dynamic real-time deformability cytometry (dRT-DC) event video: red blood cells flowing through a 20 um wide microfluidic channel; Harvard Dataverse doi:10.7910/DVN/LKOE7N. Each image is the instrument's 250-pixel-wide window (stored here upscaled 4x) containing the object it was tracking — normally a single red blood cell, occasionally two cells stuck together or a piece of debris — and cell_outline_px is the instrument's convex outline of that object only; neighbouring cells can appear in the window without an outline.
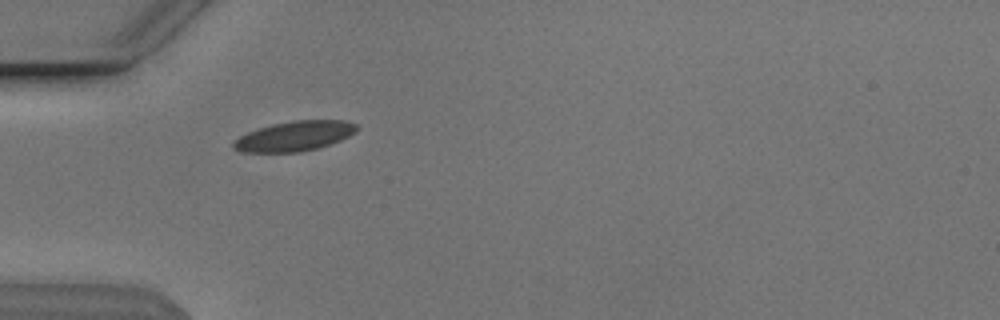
{"species": "Egyptian fruit bat (a non-hibernating species)", "species_latin": "Rousettus aegyptiacus", "temperature_condition": "cold", "stored_images_in_passage": 39, "camera_frame_rate_fps": 3000, "um_per_image_px": 0.085, "animal": {"sex": "male"}, "frame": {"image": 1, "passage_image": 2, "time_ms": 0.333, "image_size_px": [1000, 320], "cell_outline_px": [[360, 128], [356, 132], [340, 140], [316, 148], [300, 152], [240, 152], [232, 148], [232, 144], [240, 136], [248, 132], [272, 124], [292, 120], [344, 120], [356, 124]], "centroid_in_image_um": [25.04, 11.56], "position_along_channel_um": 60.0, "area_um2": 21.39}}
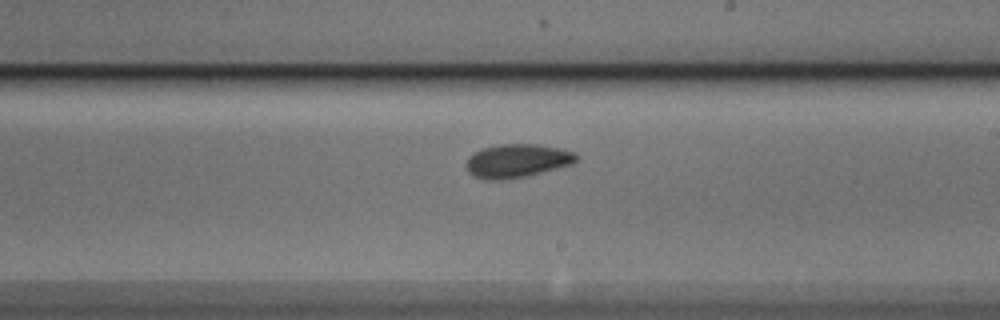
{"frame": {"image": 2, "passage_image": 17, "time_ms": 5.333, "image_size_px": [1000, 320], "cell_outline_px": [[580, 156], [572, 164], [528, 176], [504, 180], [488, 180], [472, 176], [468, 172], [468, 156], [484, 148], [500, 144], [536, 144], [560, 148], [576, 152]], "centroid_in_image_um": [43.99, 13.67], "position_along_channel_um": 245.0, "area_um2": 21.56}}
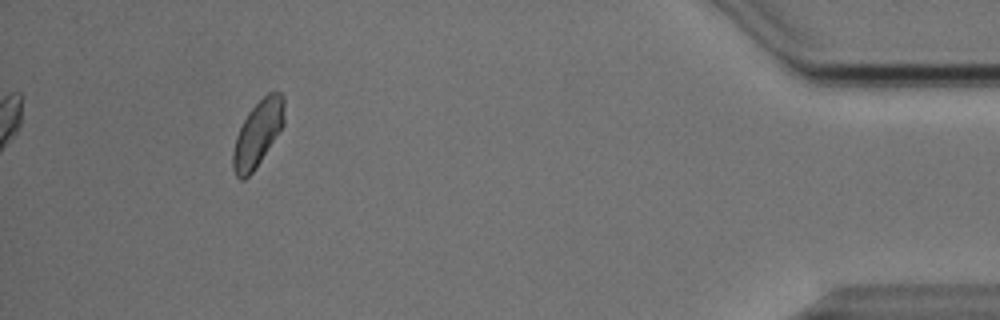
{"frame": {"image": 3, "passage_image": 35, "time_ms": 11.333, "image_size_px": [1000, 320], "cell_outline_px": [[284, 124], [252, 172], [244, 180], [240, 180], [236, 176], [232, 168], [232, 152], [236, 136], [248, 112], [268, 92], [280, 92], [284, 96]], "centroid_in_image_um": [21.89, 11.35], "position_along_channel_um": 413.3, "area_um2": 19.36}, "authors_computed_cell_mechanics": {"area_um2": 20.6924, "velocity_mm_per_s": 3.8089, "shape_relaxation_time_tau1_ms": 2.4531, "shape_relaxation_time_tau2_ms": 2.3976, "deformation_change_tau1": 0.0718, "deformation_change_tau2": 0.0623}}